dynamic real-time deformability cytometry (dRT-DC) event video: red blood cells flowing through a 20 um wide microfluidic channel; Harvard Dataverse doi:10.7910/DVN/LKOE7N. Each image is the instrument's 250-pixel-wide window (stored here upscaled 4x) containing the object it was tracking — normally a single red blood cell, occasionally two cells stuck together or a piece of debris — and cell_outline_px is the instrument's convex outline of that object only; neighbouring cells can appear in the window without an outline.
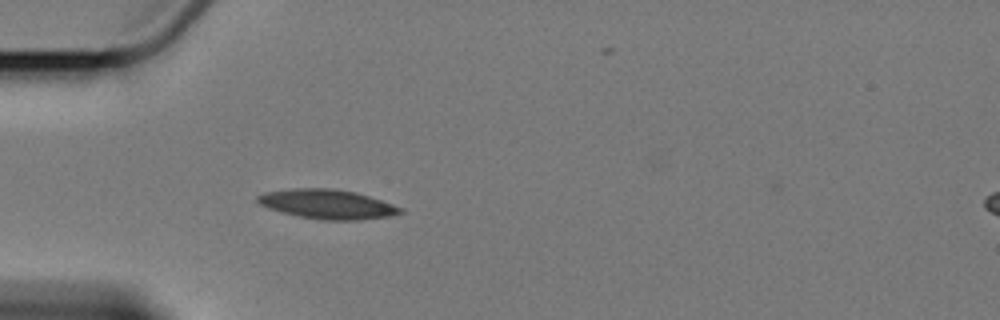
{"species": "Egyptian fruit bat (a non-hibernating species)", "species_latin": "Rousettus aegyptiacus", "temperature_condition": "cold", "stored_images_in_passage": 2, "camera_frame_rate_fps": 3000, "um_per_image_px": 0.085, "animal": {"sex": "female"}, "frame": {"image": 1, "passage_image": 1, "time_ms": 0.0, "image_size_px": [1000, 320], "cell_outline_px": [[404, 212], [388, 216], [360, 220], [324, 220], [300, 216], [280, 212], [268, 208], [260, 204], [256, 200], [256, 196], [264, 192], [292, 188], [332, 188], [356, 192], [392, 204], [400, 208]], "centroid_in_image_um": [27.77, 17.35], "position_along_channel_um": 57.2, "area_um2": 24.33}}